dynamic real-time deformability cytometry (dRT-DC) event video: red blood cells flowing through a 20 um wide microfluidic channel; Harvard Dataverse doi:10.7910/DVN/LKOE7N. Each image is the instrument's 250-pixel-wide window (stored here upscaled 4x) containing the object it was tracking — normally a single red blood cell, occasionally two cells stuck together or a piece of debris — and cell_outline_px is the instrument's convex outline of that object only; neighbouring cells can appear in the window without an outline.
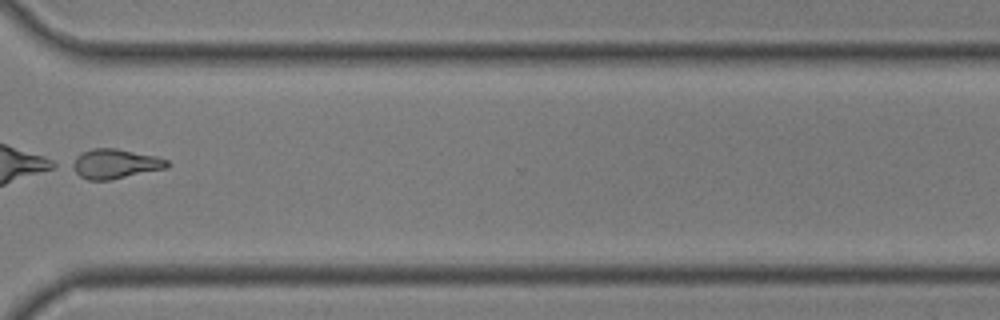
{"species": "common noctule bat (a hibernating species)", "species_latin": "Nyctalus noctula", "temperature_condition": "room temperature", "stored_images_in_passage": 29, "camera_frame_rate_fps": 3000, "um_per_image_px": 0.085, "animal": {"sex": "male", "body_mass_g": 19.0, "forearm_length_mm": 50.8}, "frame": {"image": 1, "passage_image": 21, "time_ms": 6.667, "image_size_px": [1000, 320], "cell_outline_px": [[172, 164], [168, 168], [108, 180], [88, 180], [80, 176], [68, 168], [68, 164], [76, 156], [92, 148], [116, 148], [156, 156], [168, 160]], "centroid_in_image_um": [9.75, 13.92], "position_along_channel_um": 360.8, "area_um2": 16.65}}